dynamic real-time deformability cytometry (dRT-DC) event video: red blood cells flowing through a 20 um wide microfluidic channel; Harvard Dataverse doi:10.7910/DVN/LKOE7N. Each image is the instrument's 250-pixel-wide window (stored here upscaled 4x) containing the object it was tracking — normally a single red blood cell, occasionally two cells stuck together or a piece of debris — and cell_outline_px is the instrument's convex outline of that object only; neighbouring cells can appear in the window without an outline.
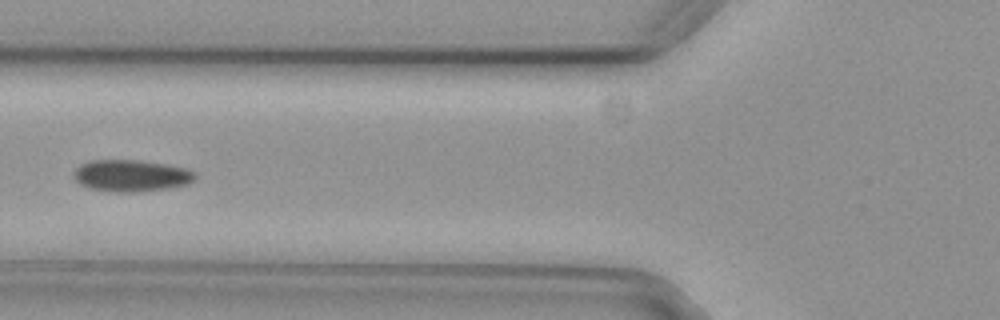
{"species": "common noctule bat (a hibernating species)", "species_latin": "Nyctalus noctula", "temperature_condition": "cold", "stored_images_in_passage": 3, "camera_frame_rate_fps": 3000, "um_per_image_px": 0.085, "animal": {"sex": "female", "body_mass_g": 29.2, "forearm_length_mm": 56.3}, "frame": {"image": 1, "passage_image": 2, "time_ms": 0.333, "image_size_px": [1000, 320], "cell_outline_px": [[196, 180], [188, 184], [172, 188], [132, 192], [116, 192], [88, 188], [80, 184], [72, 176], [72, 172], [80, 164], [88, 160], [140, 160], [188, 168], [196, 172]], "centroid_in_image_um": [11.16, 14.93], "position_along_channel_um": 114.6, "area_um2": 22.83}}